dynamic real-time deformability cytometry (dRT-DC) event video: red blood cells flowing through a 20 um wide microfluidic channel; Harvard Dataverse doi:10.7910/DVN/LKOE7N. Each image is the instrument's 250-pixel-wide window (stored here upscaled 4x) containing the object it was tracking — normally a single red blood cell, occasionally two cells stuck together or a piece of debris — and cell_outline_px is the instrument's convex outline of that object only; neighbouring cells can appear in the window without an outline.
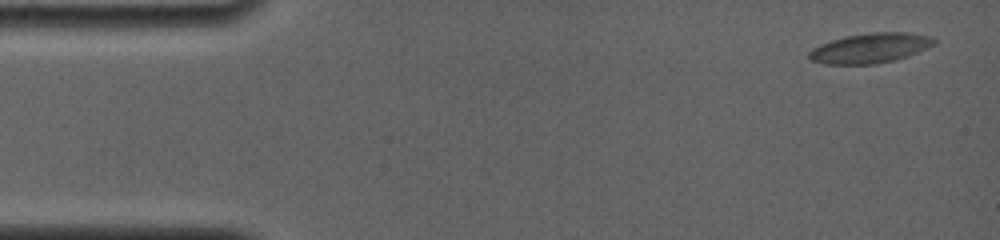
{"species": "common noctule bat (a hibernating species)", "species_latin": "Nyctalus noctula", "temperature_condition": "room temperature", "stored_images_in_passage": 7, "camera_frame_rate_fps": 4000, "um_per_image_px": 0.085, "animal": {"sex": "female", "body_mass_g": 19.0, "forearm_length_mm": 56.7}, "frame": {"image": 1, "passage_image": 1, "time_ms": 0.0, "image_size_px": [1000, 240], "cell_outline_px": [[936, 44], [928, 48], [908, 56], [876, 64], [824, 64], [808, 60], [808, 52], [812, 48], [820, 44], [844, 36], [872, 32], [912, 32], [932, 36], [936, 40]], "centroid_in_image_um": [73.98, 4.08], "position_along_channel_um": 11.0, "area_um2": 22.08}}
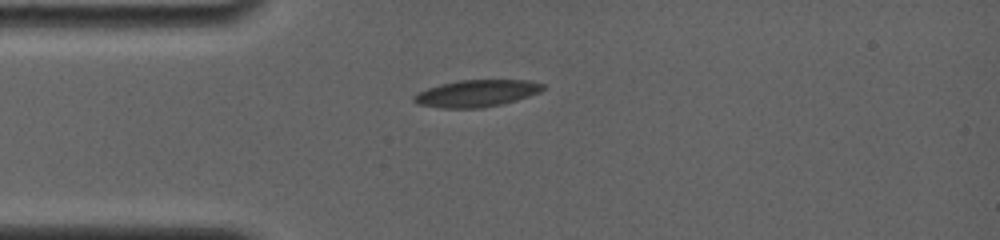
{"frame": {"image": 2, "passage_image": 6, "time_ms": 3.5, "image_size_px": [1000, 240], "cell_outline_px": [[544, 88], [540, 92], [516, 100], [500, 104], [480, 108], [440, 108], [416, 104], [412, 100], [412, 96], [428, 88], [440, 84], [456, 80], [528, 80], [544, 84]], "centroid_in_image_um": [40.47, 7.93], "position_along_channel_um": 44.5, "area_um2": 20.23}}
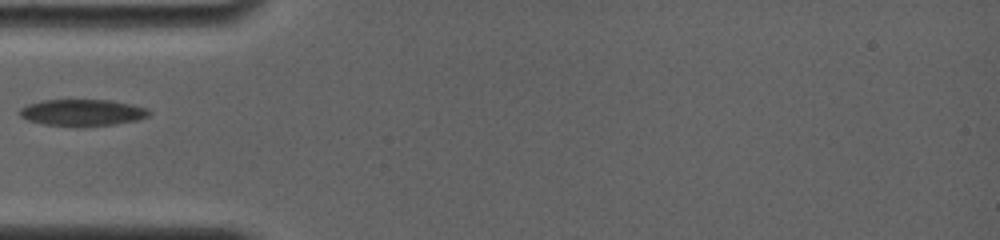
{"frame": {"image": 3, "passage_image": 7, "time_ms": 4.75, "image_size_px": [1000, 240], "cell_outline_px": [[152, 112], [148, 116], [136, 120], [116, 124], [84, 128], [76, 128], [44, 124], [28, 120], [20, 116], [20, 108], [28, 104], [44, 100], [112, 100], [148, 108]], "centroid_in_image_um": [7.02, 9.59], "position_along_channel_um": 78.0, "area_um2": 20.46}}